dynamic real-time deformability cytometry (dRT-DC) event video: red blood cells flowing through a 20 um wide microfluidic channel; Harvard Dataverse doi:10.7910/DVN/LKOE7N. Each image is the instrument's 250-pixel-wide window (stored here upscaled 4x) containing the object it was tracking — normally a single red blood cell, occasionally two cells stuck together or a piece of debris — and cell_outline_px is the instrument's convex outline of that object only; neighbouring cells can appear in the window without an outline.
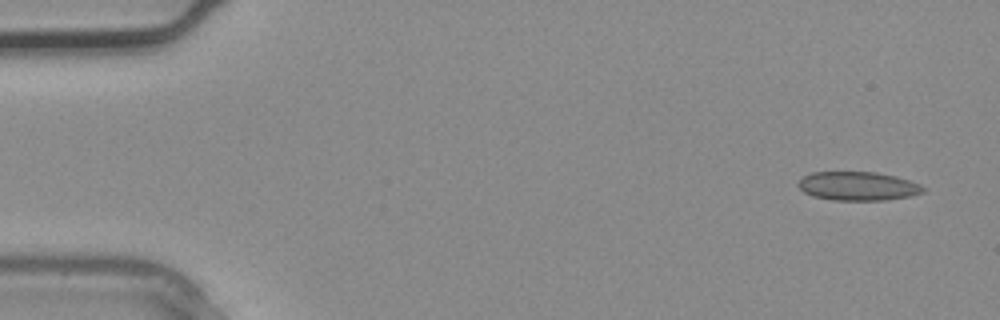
{"species": "common noctule bat (a hibernating species)", "species_latin": "Nyctalus noctula", "temperature_condition": "warm", "stored_images_in_passage": 2, "segment_of_instrument_passage": [2, 2], "camera_frame_rate_fps": 3000, "um_per_image_px": 0.085, "animal": {"sex": "male", "body_mass_g": 20.4}, "frame": {"image": 1, "passage_image": 2, "time_ms": 0.333, "image_size_px": [1000, 320], "cell_outline_px": [[924, 192], [908, 196], [884, 200], [832, 200], [812, 196], [804, 192], [796, 184], [804, 176], [812, 172], [876, 172], [896, 176], [920, 184], [924, 188]], "centroid_in_image_um": [72.9, 15.81], "position_along_channel_um": 12.1, "area_um2": 20.87}}